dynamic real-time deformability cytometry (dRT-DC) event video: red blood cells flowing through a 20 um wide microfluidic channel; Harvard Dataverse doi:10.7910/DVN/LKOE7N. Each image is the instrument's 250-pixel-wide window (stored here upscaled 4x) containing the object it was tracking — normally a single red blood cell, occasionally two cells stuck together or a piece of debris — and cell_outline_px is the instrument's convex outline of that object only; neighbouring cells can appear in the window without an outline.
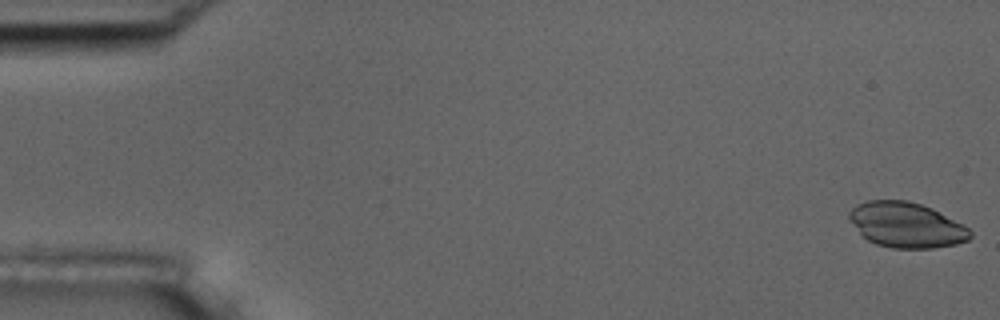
{"species": "common noctule bat (a hibernating species)", "species_latin": "Nyctalus noctula", "temperature_condition": "room temperature", "stored_images_in_passage": 55, "camera_frame_rate_fps": 3000, "um_per_image_px": 0.085, "animal": {"sex": "male", "body_mass_g": 17.5, "forearm_length_mm": 52.3}, "frame": {"image": 1, "passage_image": 1, "time_ms": 0.0, "image_size_px": [1000, 320], "cell_outline_px": [[972, 236], [968, 240], [956, 244], [932, 248], [892, 248], [876, 244], [868, 240], [860, 232], [848, 216], [848, 212], [856, 204], [868, 200], [908, 200], [932, 208], [968, 228], [972, 232]], "centroid_in_image_um": [77.04, 19.12], "position_along_channel_um": 8.0, "area_um2": 31.62}}